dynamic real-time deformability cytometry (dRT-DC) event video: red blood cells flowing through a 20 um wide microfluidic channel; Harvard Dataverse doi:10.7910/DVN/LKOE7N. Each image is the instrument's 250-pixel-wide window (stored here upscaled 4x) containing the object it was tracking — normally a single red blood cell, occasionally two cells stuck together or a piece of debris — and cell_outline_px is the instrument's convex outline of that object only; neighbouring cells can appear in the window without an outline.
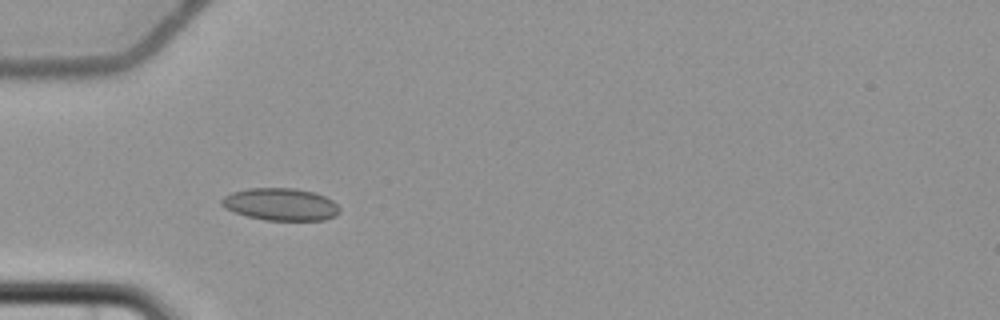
{"species": "common noctule bat (a hibernating species)", "species_latin": "Nyctalus noctula", "temperature_condition": "cold", "stored_images_in_passage": 8, "camera_frame_rate_fps": 3000, "um_per_image_px": 0.085, "animal": {"sex": "female", "body_mass_g": 22.7, "forearm_length_mm": 54.2}, "frame": {"image": 1, "passage_image": 6, "time_ms": 6.667, "image_size_px": [1000, 320], "cell_outline_px": [[340, 212], [336, 216], [324, 220], [264, 220], [248, 216], [224, 208], [220, 204], [220, 200], [224, 196], [232, 192], [248, 188], [296, 188], [316, 192], [332, 200], [340, 208]], "centroid_in_image_um": [23.86, 17.36], "position_along_channel_um": 61.1, "area_um2": 22.37}}
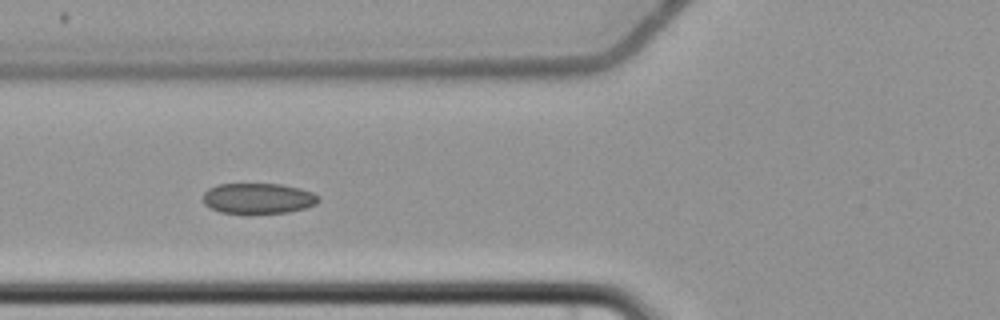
{"frame": {"image": 2, "passage_image": 7, "time_ms": 8.0, "image_size_px": [1000, 320], "cell_outline_px": [[320, 200], [316, 204], [304, 208], [288, 212], [248, 216], [220, 212], [204, 204], [204, 192], [208, 188], [220, 184], [280, 184], [300, 188], [312, 192], [320, 196]], "centroid_in_image_um": [21.95, 16.9], "position_along_channel_um": 103.9, "area_um2": 21.21}}
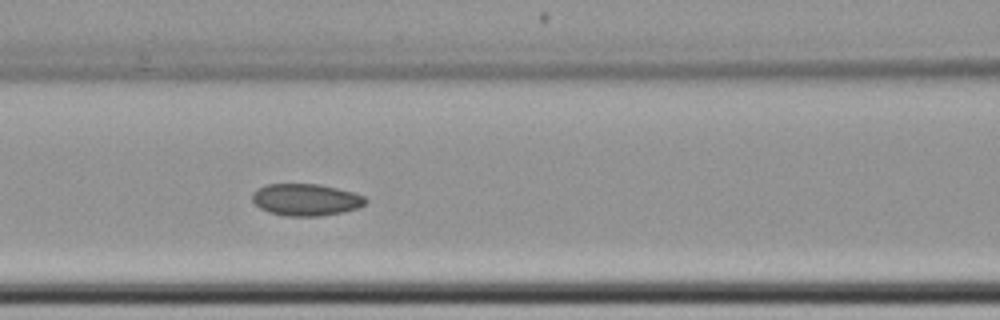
{"frame": {"image": 3, "passage_image": 8, "time_ms": 9.0, "image_size_px": [1000, 320], "cell_outline_px": [[368, 200], [360, 208], [320, 216], [288, 216], [268, 212], [260, 208], [252, 200], [252, 192], [268, 184], [320, 184], [352, 192], [364, 196]], "centroid_in_image_um": [26.0, 16.98], "position_along_channel_um": 140.6, "area_um2": 20.98}}